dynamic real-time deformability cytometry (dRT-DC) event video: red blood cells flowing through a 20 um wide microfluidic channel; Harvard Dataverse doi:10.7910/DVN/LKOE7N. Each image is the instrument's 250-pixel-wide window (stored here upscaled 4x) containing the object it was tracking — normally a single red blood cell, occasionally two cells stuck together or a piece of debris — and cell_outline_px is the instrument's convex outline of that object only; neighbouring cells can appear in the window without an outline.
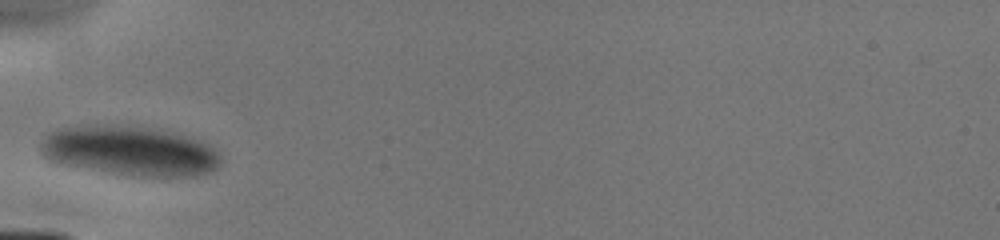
{"species": "human", "species_latin": "Homo sapiens", "temperature_condition": "cold", "stored_images_in_passage": 3, "camera_frame_rate_fps": 3000, "um_per_image_px": 0.085, "donor": {"sex": "male"}, "frame": {"image": 1, "passage_image": 1, "time_ms": 0.0, "image_size_px": [1000, 240], "cell_outline_px": [[220, 164], [216, 168], [208, 172], [196, 176], [140, 176], [112, 172], [68, 164], [56, 160], [48, 156], [44, 152], [44, 144], [48, 136], [52, 132], [60, 128], [76, 124], [128, 124], [188, 136], [208, 144], [216, 148], [220, 156]], "centroid_in_image_um": [11.16, 12.79], "position_along_channel_um": 73.8, "area_um2": 51.15}}
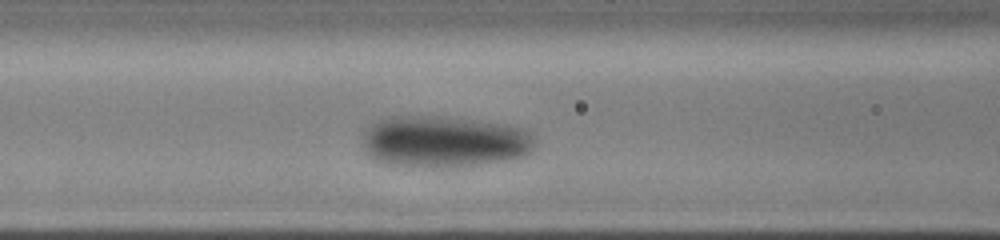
{"frame": {"image": 2, "passage_image": 3, "time_ms": 1.333, "image_size_px": [1000, 240], "cell_outline_px": [[536, 140], [532, 152], [524, 156], [508, 160], [440, 168], [408, 168], [384, 164], [372, 160], [364, 148], [364, 132], [372, 124], [388, 116], [444, 116], [508, 124], [532, 132]], "centroid_in_image_um": [37.75, 12.05], "position_along_channel_um": 128.9, "area_um2": 52.71}}